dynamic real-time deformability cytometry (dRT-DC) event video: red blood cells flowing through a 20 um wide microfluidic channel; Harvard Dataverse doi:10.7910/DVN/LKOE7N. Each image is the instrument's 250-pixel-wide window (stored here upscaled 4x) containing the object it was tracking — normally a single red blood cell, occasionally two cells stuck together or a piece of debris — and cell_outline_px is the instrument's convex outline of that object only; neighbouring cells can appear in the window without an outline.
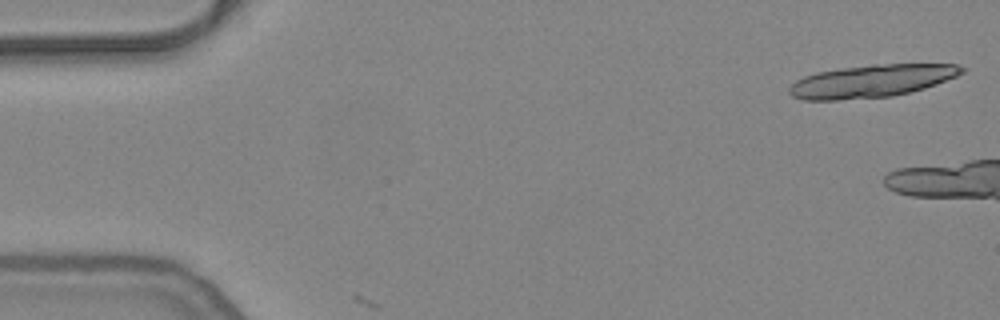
{"species": "common noctule bat (a hibernating species)", "species_latin": "Nyctalus noctula", "temperature_condition": "warm", "stored_images_in_passage": 3, "camera_frame_rate_fps": 3000, "um_per_image_px": 0.085, "animal": {"sex": "female", "body_mass_g": 24.6, "forearm_length_mm": 56.2}, "frame": {"image": 1, "passage_image": 1, "time_ms": 0.0, "image_size_px": [1000, 320], "cell_outline_px": [[964, 72], [956, 76], [936, 84], [924, 88], [892, 96], [836, 100], [804, 100], [792, 96], [788, 92], [788, 88], [796, 80], [804, 76], [816, 72], [840, 68], [872, 64], [956, 64], [964, 68]], "centroid_in_image_um": [74.04, 6.88], "position_along_channel_um": 11.0, "area_um2": 32.71}}